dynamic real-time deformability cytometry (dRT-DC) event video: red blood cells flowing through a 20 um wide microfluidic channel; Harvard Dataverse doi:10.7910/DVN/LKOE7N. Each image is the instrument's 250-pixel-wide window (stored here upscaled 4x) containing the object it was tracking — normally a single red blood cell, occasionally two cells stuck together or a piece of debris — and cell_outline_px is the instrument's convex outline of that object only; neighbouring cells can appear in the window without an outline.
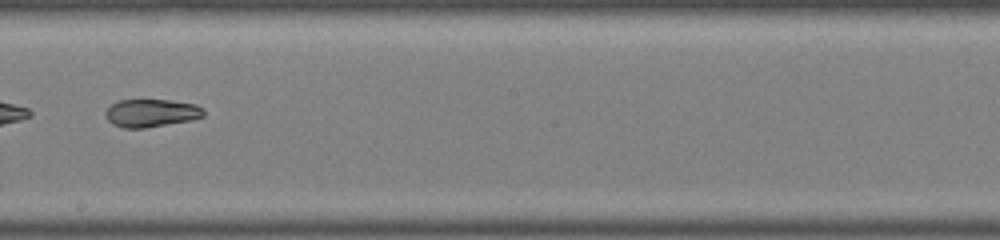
{"species": "common noctule bat (a hibernating species)", "species_latin": "Nyctalus noctula", "temperature_condition": "warm", "stored_images_in_passage": 35, "camera_frame_rate_fps": 3000, "um_per_image_px": 0.085, "animal": {"sex": "male", "body_mass_g": 19.0, "forearm_length_mm": 50.8}, "frame": {"image": 1, "passage_image": 20, "time_ms": 6.333, "image_size_px": [1000, 240], "cell_outline_px": [[204, 116], [188, 120], [144, 128], [124, 128], [112, 124], [104, 116], [104, 112], [112, 104], [120, 100], [168, 100], [196, 104], [204, 108]], "centroid_in_image_um": [12.83, 9.6], "position_along_channel_um": 235.4, "area_um2": 15.84}}